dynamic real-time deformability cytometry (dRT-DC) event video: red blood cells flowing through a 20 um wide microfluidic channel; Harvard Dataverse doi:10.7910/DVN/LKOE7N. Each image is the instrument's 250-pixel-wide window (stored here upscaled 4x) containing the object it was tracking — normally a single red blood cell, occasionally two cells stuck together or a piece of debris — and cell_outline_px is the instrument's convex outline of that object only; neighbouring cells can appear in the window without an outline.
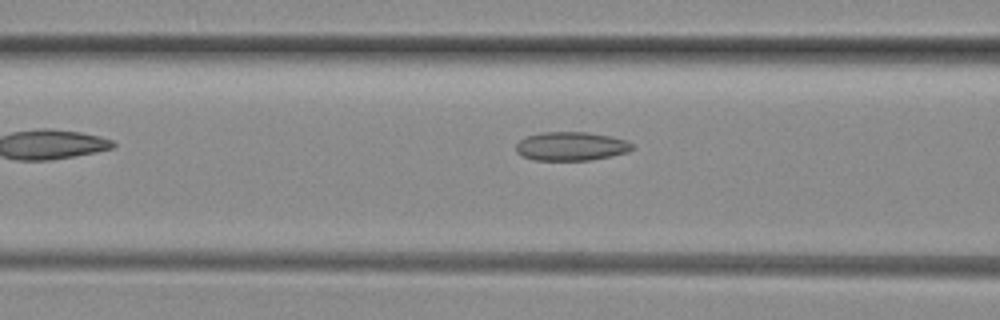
{"species": "common noctule bat (a hibernating species)", "species_latin": "Nyctalus noctula", "temperature_condition": "room temperature", "stored_images_in_passage": 29, "camera_frame_rate_fps": 3000, "um_per_image_px": 0.085, "animal": {"sex": "female", "body_mass_g": 29.2, "forearm_length_mm": 56.3}, "frame": {"image": 1, "passage_image": 5, "time_ms": 1.333, "image_size_px": [1000, 320], "cell_outline_px": [[632, 148], [628, 152], [588, 160], [532, 160], [520, 156], [516, 152], [516, 144], [520, 140], [528, 136], [540, 132], [584, 132], [608, 136], [628, 140], [632, 144]], "centroid_in_image_um": [48.49, 12.43], "position_along_channel_um": 118.1, "area_um2": 19.36}}
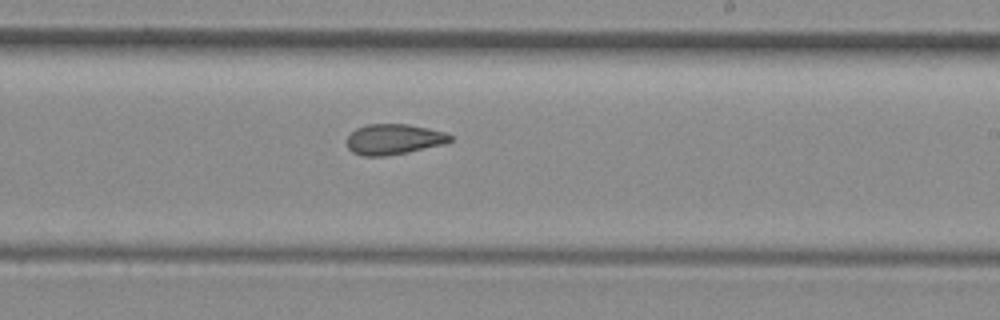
{"frame": {"image": 2, "passage_image": 15, "time_ms": 4.667, "image_size_px": [1000, 320], "cell_outline_px": [[452, 140], [448, 144], [408, 152], [384, 156], [364, 156], [352, 152], [348, 148], [348, 136], [356, 128], [368, 124], [408, 124], [428, 128], [444, 132], [452, 136]], "centroid_in_image_um": [33.51, 11.84], "position_along_channel_um": 255.5, "area_um2": 18.44}}
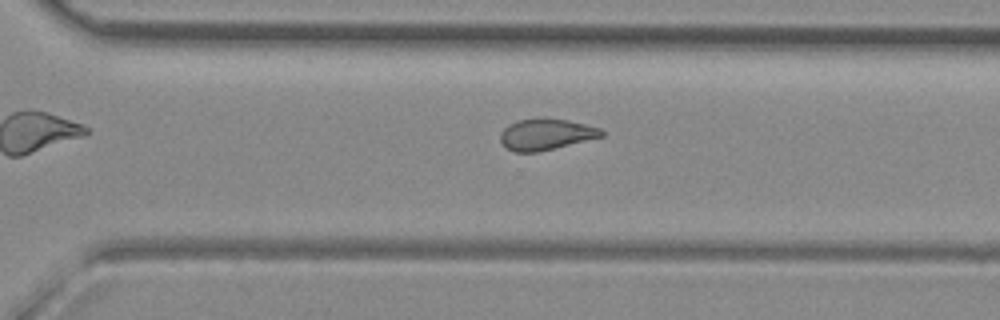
{"frame": {"image": 3, "passage_image": 20, "time_ms": 6.333, "image_size_px": [1000, 320], "cell_outline_px": [[604, 136], [536, 152], [512, 152], [500, 140], [500, 132], [508, 124], [516, 120], [568, 120], [600, 128], [604, 132]], "centroid_in_image_um": [46.38, 11.44], "position_along_channel_um": 324.2, "area_um2": 17.8}, "authors_computed_cell_mechanics": {"area_um2": 18.8428, "velocity_mm_per_s": 4.1255, "shape_relaxation_time_tau1_ms": null, "shape_relaxation_time_tau2_ms": 2.5765, "deformation_change_tau1": null, "deformation_change_tau2": 0.0905}}